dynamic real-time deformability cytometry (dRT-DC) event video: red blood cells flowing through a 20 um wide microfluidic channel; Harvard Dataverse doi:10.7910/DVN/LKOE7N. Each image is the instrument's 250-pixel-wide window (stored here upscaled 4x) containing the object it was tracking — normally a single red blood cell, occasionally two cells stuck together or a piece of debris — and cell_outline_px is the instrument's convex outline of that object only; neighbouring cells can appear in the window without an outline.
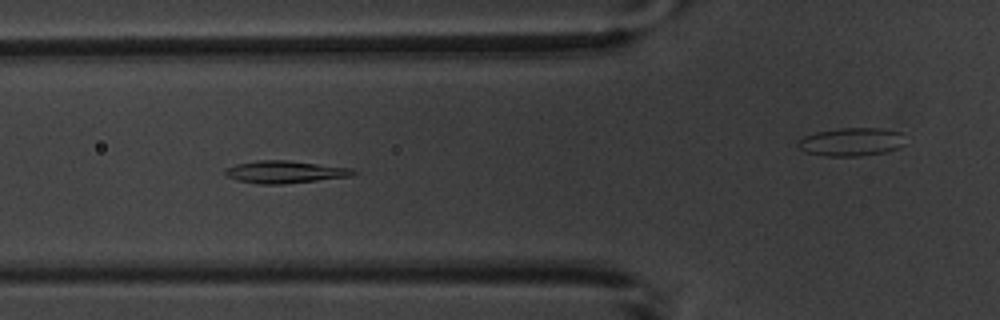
{"species": "common noctule bat (a hibernating species)", "species_latin": "Nyctalus noctula", "temperature_condition": "warm", "stored_images_in_passage": 8, "camera_frame_rate_fps": 3000, "um_per_image_px": 0.085, "animal": {"sex": "male", "body_mass_g": 20.1, "forearm_length_mm": 53.5}, "frame": {"image": 1, "passage_image": 4, "time_ms": 4.333, "image_size_px": [1000, 320], "cell_outline_px": [[356, 172], [352, 176], [284, 184], [256, 184], [236, 180], [228, 176], [224, 172], [224, 168], [236, 164], [256, 160], [288, 160], [352, 168]], "centroid_in_image_um": [24.18, 14.61], "position_along_channel_um": 101.6, "area_um2": 16.76}}